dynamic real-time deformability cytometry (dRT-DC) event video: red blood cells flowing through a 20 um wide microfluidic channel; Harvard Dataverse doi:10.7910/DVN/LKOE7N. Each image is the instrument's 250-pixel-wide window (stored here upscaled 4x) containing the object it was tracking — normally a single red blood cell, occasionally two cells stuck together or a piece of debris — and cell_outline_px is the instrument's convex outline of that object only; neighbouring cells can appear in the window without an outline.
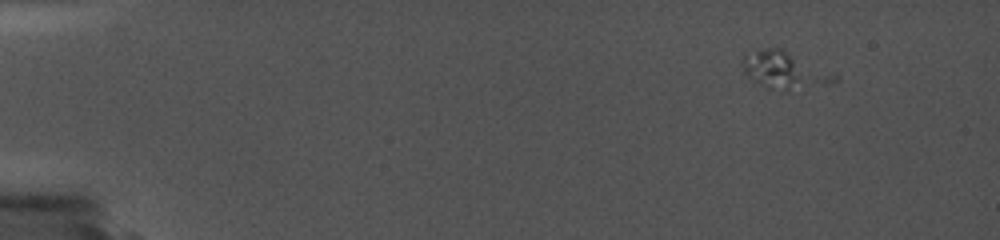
{"species": "common noctule bat (a hibernating species)", "species_latin": "Nyctalus noctula", "temperature_condition": "cold", "stored_images_in_passage": 4, "camera_frame_rate_fps": 5000, "um_per_image_px": 0.085, "animal": {"sex": "female", "body_mass_g": 19.0, "forearm_length_mm": 56.7}, "frame": {"image": 1, "passage_image": 3, "time_ms": 0.4, "image_size_px": [1000, 240], "cell_outline_px": [[796, 76], [788, 88], [784, 92], [768, 88], [744, 76], [740, 60], [744, 56], [768, 48], [780, 48], [788, 52], [792, 60]], "centroid_in_image_um": [65.43, 5.82], "position_along_channel_um": 19.6, "area_um2": 12.6}}